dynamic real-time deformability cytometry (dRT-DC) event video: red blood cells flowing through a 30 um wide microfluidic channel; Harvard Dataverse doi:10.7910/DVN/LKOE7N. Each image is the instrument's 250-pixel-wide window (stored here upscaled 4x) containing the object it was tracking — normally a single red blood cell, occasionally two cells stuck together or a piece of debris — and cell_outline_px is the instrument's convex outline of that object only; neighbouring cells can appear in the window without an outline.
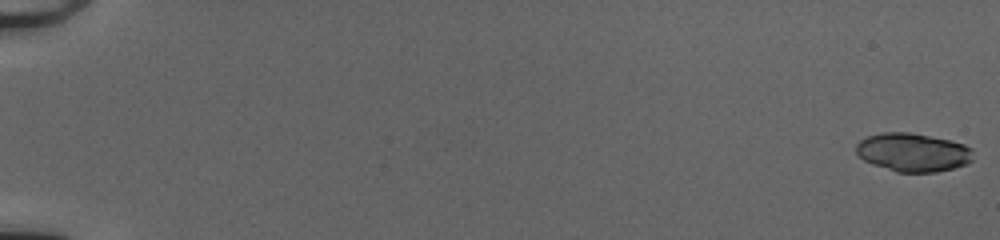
{"species": "common noctule bat (a hibernating species)", "species_latin": "Nyctalus noctula", "temperature_condition": "cold", "stored_images_in_passage": 53, "camera_frame_rate_fps": 3000, "um_per_image_px": 0.085, "animal": {"sex": "female", "body_mass_g": 20.0, "forearm_length_mm": 54.0}, "frame": {"image": 1, "passage_image": 1, "time_ms": 0.0, "image_size_px": [1000, 240], "cell_outline_px": [[972, 160], [968, 164], [936, 172], [896, 172], [872, 164], [864, 160], [856, 152], [856, 144], [860, 140], [868, 136], [884, 132], [908, 132], [948, 140], [964, 144], [972, 148]], "centroid_in_image_um": [77.59, 12.95], "position_along_channel_um": 7.4, "area_um2": 26.13}}
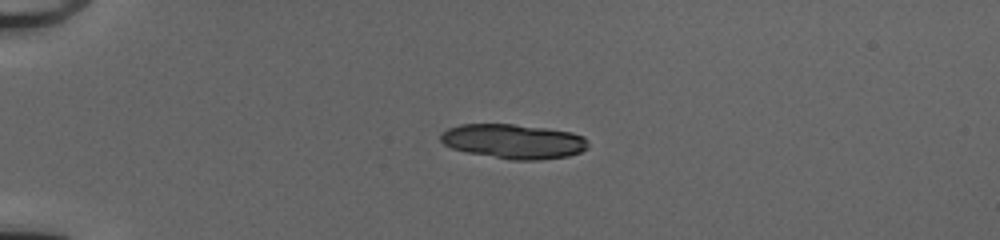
{"frame": {"image": 2, "passage_image": 15, "time_ms": 4.667, "image_size_px": [1000, 240], "cell_outline_px": [[588, 148], [580, 152], [568, 156], [540, 160], [512, 160], [468, 152], [452, 148], [444, 144], [440, 140], [440, 136], [448, 128], [460, 124], [512, 124], [548, 128], [572, 132], [584, 136], [588, 144]], "centroid_in_image_um": [43.68, 12.01], "position_along_channel_um": 41.3, "area_um2": 29.71}, "authors_computed_cell_mechanics": {"area_um2": 25.8366, "velocity_mm_per_s": 4.0968, "shape_relaxation_time_tau1_ms": 4.8515, "shape_relaxation_time_tau2_ms": 2.6041, "deformation_change_tau1": 0.1403, "deformation_change_tau2": 0.0734}}